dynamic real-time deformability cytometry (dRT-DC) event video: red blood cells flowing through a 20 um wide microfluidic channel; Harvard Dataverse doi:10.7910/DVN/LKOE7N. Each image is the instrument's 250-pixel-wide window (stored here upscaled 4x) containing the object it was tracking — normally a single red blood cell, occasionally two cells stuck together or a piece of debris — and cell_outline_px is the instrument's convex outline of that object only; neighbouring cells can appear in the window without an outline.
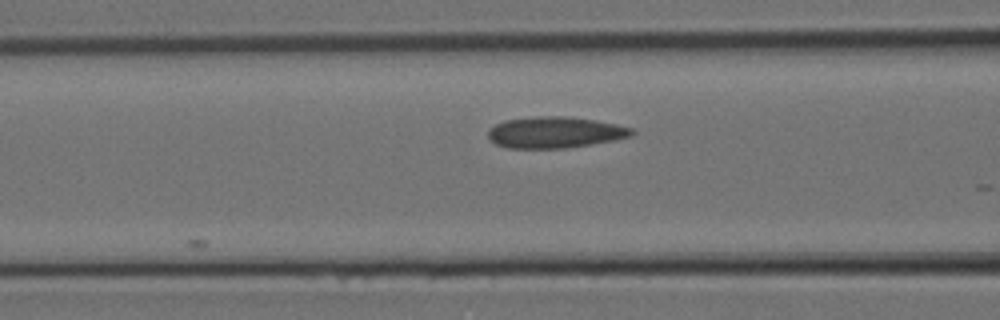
{"species": "Egyptian fruit bat (a non-hibernating species)", "species_latin": "Rousettus aegyptiacus", "temperature_condition": "room temperature", "stored_images_in_passage": 6, "camera_frame_rate_fps": 3000, "um_per_image_px": 0.085, "animal": {"sex": "female"}, "frame": {"image": 1, "passage_image": 6, "time_ms": 1.667, "image_size_px": [1000, 320], "cell_outline_px": [[636, 132], [632, 136], [616, 140], [592, 144], [564, 148], [508, 148], [496, 144], [488, 136], [488, 128], [504, 120], [536, 116], [568, 116], [596, 120], [616, 124], [632, 128]], "centroid_in_image_um": [47.2, 11.24], "position_along_channel_um": 119.4, "area_um2": 26.36}}